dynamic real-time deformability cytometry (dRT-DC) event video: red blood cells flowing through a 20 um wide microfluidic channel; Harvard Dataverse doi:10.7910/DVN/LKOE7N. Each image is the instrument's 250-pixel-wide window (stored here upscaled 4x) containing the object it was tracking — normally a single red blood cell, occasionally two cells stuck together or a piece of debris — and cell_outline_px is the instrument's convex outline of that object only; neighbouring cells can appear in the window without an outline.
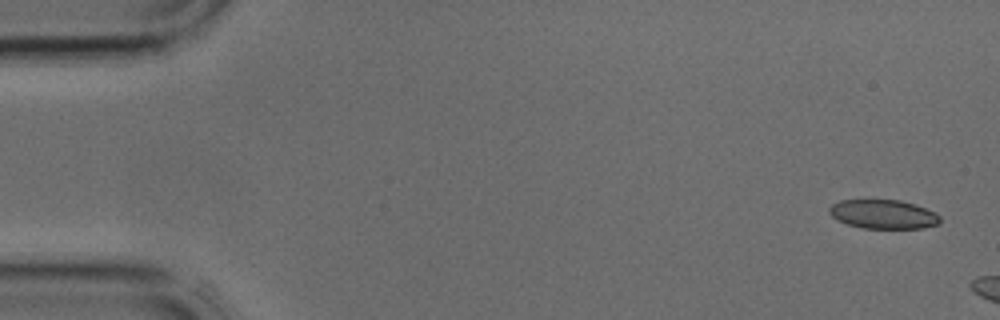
{"species": "common noctule bat (a hibernating species)", "species_latin": "Nyctalus noctula", "temperature_condition": "cold", "stored_images_in_passage": 4, "camera_frame_rate_fps": 3000, "um_per_image_px": 0.085, "animal": {"sex": "male", "body_mass_g": 17.9, "forearm_length_mm": 54.2}, "frame": {"image": 1, "passage_image": 1, "time_ms": 0.0, "image_size_px": [1000, 320], "cell_outline_px": [[940, 224], [924, 228], [864, 228], [848, 224], [836, 220], [828, 212], [828, 208], [832, 204], [840, 200], [900, 200], [916, 204], [940, 216]], "centroid_in_image_um": [75.06, 18.21], "position_along_channel_um": 9.9, "area_um2": 18.73}}